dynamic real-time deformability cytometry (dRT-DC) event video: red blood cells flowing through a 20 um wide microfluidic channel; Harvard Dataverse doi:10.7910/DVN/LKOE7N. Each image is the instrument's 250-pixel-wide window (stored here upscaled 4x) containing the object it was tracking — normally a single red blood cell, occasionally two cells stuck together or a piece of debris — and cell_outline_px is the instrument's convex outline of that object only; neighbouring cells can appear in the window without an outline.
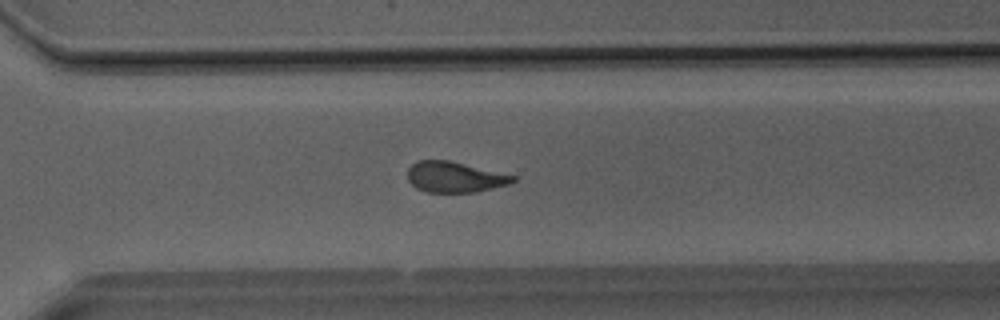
{"species": "Egyptian fruit bat (a non-hibernating species)", "species_latin": "Rousettus aegyptiacus", "temperature_condition": "room temperature", "stored_images_in_passage": 39, "camera_frame_rate_fps": 3000, "um_per_image_px": 0.085, "animal": {"sex": "male"}, "frame": {"image": 1, "passage_image": 28, "time_ms": 9.0, "image_size_px": [1000, 320], "cell_outline_px": [[516, 180], [508, 184], [492, 188], [472, 192], [428, 192], [416, 188], [408, 180], [408, 168], [412, 164], [420, 160], [448, 160], [516, 176]], "centroid_in_image_um": [38.63, 15.04], "position_along_channel_um": 332.0, "area_um2": 18.55}}
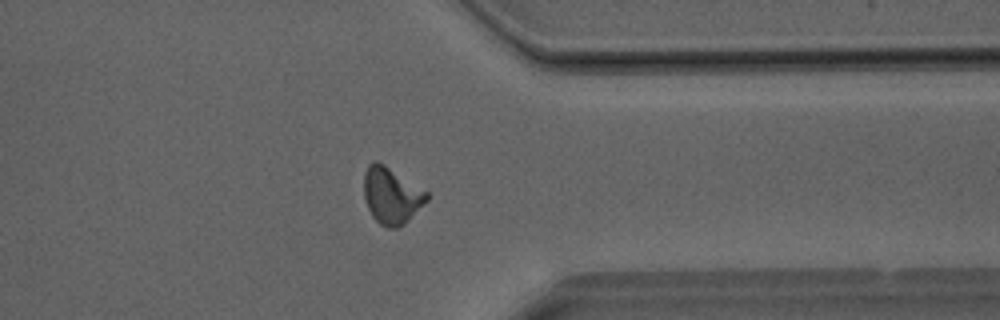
{"frame": {"image": 2, "passage_image": 31, "time_ms": 10.0, "image_size_px": [1000, 320], "cell_outline_px": [[428, 200], [400, 228], [388, 228], [380, 224], [372, 216], [368, 208], [364, 196], [364, 172], [368, 164], [376, 160], [384, 164], [428, 192]], "centroid_in_image_um": [33.26, 16.62], "position_along_channel_um": 378.1, "area_um2": 20.63}}
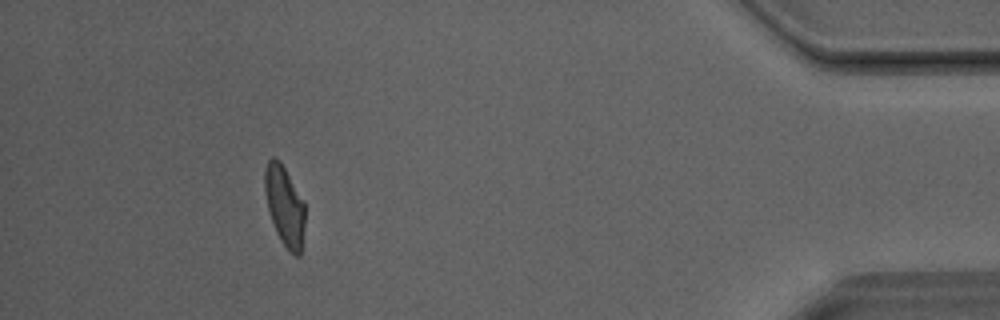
{"frame": {"image": 3, "passage_image": 36, "time_ms": 11.667, "image_size_px": [1000, 320], "cell_outline_px": [[304, 228], [300, 256], [296, 256], [288, 252], [280, 240], [276, 232], [268, 208], [264, 192], [264, 168], [268, 160], [272, 156], [276, 156], [280, 160], [304, 200]], "centroid_in_image_um": [24.18, 17.47], "position_along_channel_um": 411.0, "area_um2": 19.02}}